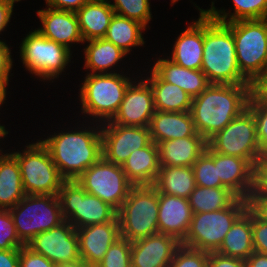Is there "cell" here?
<instances>
[{
    "label": "cell",
    "instance_id": "6da1fadb",
    "mask_svg": "<svg viewBox=\"0 0 267 267\" xmlns=\"http://www.w3.org/2000/svg\"><path fill=\"white\" fill-rule=\"evenodd\" d=\"M83 121V124L77 121L76 127L66 131H54L47 138H39L65 180H76L102 157L101 123Z\"/></svg>",
    "mask_w": 267,
    "mask_h": 267
},
{
    "label": "cell",
    "instance_id": "7a4b0ae2",
    "mask_svg": "<svg viewBox=\"0 0 267 267\" xmlns=\"http://www.w3.org/2000/svg\"><path fill=\"white\" fill-rule=\"evenodd\" d=\"M250 84H210L192 99L195 130L206 141L248 108Z\"/></svg>",
    "mask_w": 267,
    "mask_h": 267
},
{
    "label": "cell",
    "instance_id": "3957f363",
    "mask_svg": "<svg viewBox=\"0 0 267 267\" xmlns=\"http://www.w3.org/2000/svg\"><path fill=\"white\" fill-rule=\"evenodd\" d=\"M232 22L213 20L204 11V45L201 71L211 84H250L241 74Z\"/></svg>",
    "mask_w": 267,
    "mask_h": 267
},
{
    "label": "cell",
    "instance_id": "277c9868",
    "mask_svg": "<svg viewBox=\"0 0 267 267\" xmlns=\"http://www.w3.org/2000/svg\"><path fill=\"white\" fill-rule=\"evenodd\" d=\"M129 72L128 70L126 73L114 74L86 73L78 89L80 111L85 116L82 118L98 123L110 121L117 113L127 87L139 76L130 77L134 74L130 75Z\"/></svg>",
    "mask_w": 267,
    "mask_h": 267
},
{
    "label": "cell",
    "instance_id": "5b68a950",
    "mask_svg": "<svg viewBox=\"0 0 267 267\" xmlns=\"http://www.w3.org/2000/svg\"><path fill=\"white\" fill-rule=\"evenodd\" d=\"M19 48V58L25 70L37 80L47 83H53L61 75H65L63 73L73 59L71 50L47 39L36 29L26 34Z\"/></svg>",
    "mask_w": 267,
    "mask_h": 267
},
{
    "label": "cell",
    "instance_id": "8992f818",
    "mask_svg": "<svg viewBox=\"0 0 267 267\" xmlns=\"http://www.w3.org/2000/svg\"><path fill=\"white\" fill-rule=\"evenodd\" d=\"M159 193L152 185L133 186L117 211L120 237L129 242L159 233Z\"/></svg>",
    "mask_w": 267,
    "mask_h": 267
},
{
    "label": "cell",
    "instance_id": "52a82bcc",
    "mask_svg": "<svg viewBox=\"0 0 267 267\" xmlns=\"http://www.w3.org/2000/svg\"><path fill=\"white\" fill-rule=\"evenodd\" d=\"M22 150L10 152L20 167L23 190L27 195H57L65 179L59 174L48 149L39 139Z\"/></svg>",
    "mask_w": 267,
    "mask_h": 267
},
{
    "label": "cell",
    "instance_id": "ba28073f",
    "mask_svg": "<svg viewBox=\"0 0 267 267\" xmlns=\"http://www.w3.org/2000/svg\"><path fill=\"white\" fill-rule=\"evenodd\" d=\"M248 209L247 200L238 198L230 207L193 213L182 245L201 251H217L234 222Z\"/></svg>",
    "mask_w": 267,
    "mask_h": 267
},
{
    "label": "cell",
    "instance_id": "9c48e42d",
    "mask_svg": "<svg viewBox=\"0 0 267 267\" xmlns=\"http://www.w3.org/2000/svg\"><path fill=\"white\" fill-rule=\"evenodd\" d=\"M19 239L26 245L36 235L61 224L64 219L57 195H25L9 209Z\"/></svg>",
    "mask_w": 267,
    "mask_h": 267
},
{
    "label": "cell",
    "instance_id": "30bf717a",
    "mask_svg": "<svg viewBox=\"0 0 267 267\" xmlns=\"http://www.w3.org/2000/svg\"><path fill=\"white\" fill-rule=\"evenodd\" d=\"M57 196L63 219L75 229L118 220L114 207L87 193L76 180H65Z\"/></svg>",
    "mask_w": 267,
    "mask_h": 267
},
{
    "label": "cell",
    "instance_id": "8fae6325",
    "mask_svg": "<svg viewBox=\"0 0 267 267\" xmlns=\"http://www.w3.org/2000/svg\"><path fill=\"white\" fill-rule=\"evenodd\" d=\"M241 74L251 82L267 69V18L232 22Z\"/></svg>",
    "mask_w": 267,
    "mask_h": 267
},
{
    "label": "cell",
    "instance_id": "7c38bea8",
    "mask_svg": "<svg viewBox=\"0 0 267 267\" xmlns=\"http://www.w3.org/2000/svg\"><path fill=\"white\" fill-rule=\"evenodd\" d=\"M207 145L219 154L249 160L255 167L261 159L256 122L247 108L208 141Z\"/></svg>",
    "mask_w": 267,
    "mask_h": 267
},
{
    "label": "cell",
    "instance_id": "4fadbf2b",
    "mask_svg": "<svg viewBox=\"0 0 267 267\" xmlns=\"http://www.w3.org/2000/svg\"><path fill=\"white\" fill-rule=\"evenodd\" d=\"M76 181L89 194L99 197L117 211L134 186L126 177L122 166L101 157L86 169Z\"/></svg>",
    "mask_w": 267,
    "mask_h": 267
},
{
    "label": "cell",
    "instance_id": "5bb4252c",
    "mask_svg": "<svg viewBox=\"0 0 267 267\" xmlns=\"http://www.w3.org/2000/svg\"><path fill=\"white\" fill-rule=\"evenodd\" d=\"M102 157L122 166L129 155L151 142L149 127L101 124Z\"/></svg>",
    "mask_w": 267,
    "mask_h": 267
},
{
    "label": "cell",
    "instance_id": "9a60e30c",
    "mask_svg": "<svg viewBox=\"0 0 267 267\" xmlns=\"http://www.w3.org/2000/svg\"><path fill=\"white\" fill-rule=\"evenodd\" d=\"M26 246L56 265L80 259L76 229L66 220L36 235Z\"/></svg>",
    "mask_w": 267,
    "mask_h": 267
},
{
    "label": "cell",
    "instance_id": "2e32d148",
    "mask_svg": "<svg viewBox=\"0 0 267 267\" xmlns=\"http://www.w3.org/2000/svg\"><path fill=\"white\" fill-rule=\"evenodd\" d=\"M154 112L153 90L142 76H138L127 87L124 99L114 117L101 124L149 127Z\"/></svg>",
    "mask_w": 267,
    "mask_h": 267
},
{
    "label": "cell",
    "instance_id": "e0dca14e",
    "mask_svg": "<svg viewBox=\"0 0 267 267\" xmlns=\"http://www.w3.org/2000/svg\"><path fill=\"white\" fill-rule=\"evenodd\" d=\"M205 152L214 160L222 185L247 200L255 189L256 167L247 159L214 152L208 145Z\"/></svg>",
    "mask_w": 267,
    "mask_h": 267
},
{
    "label": "cell",
    "instance_id": "ac0fdd59",
    "mask_svg": "<svg viewBox=\"0 0 267 267\" xmlns=\"http://www.w3.org/2000/svg\"><path fill=\"white\" fill-rule=\"evenodd\" d=\"M36 14L41 25L35 29L47 39L66 46L72 52V47L84 43L75 12L56 10L46 6L39 9Z\"/></svg>",
    "mask_w": 267,
    "mask_h": 267
},
{
    "label": "cell",
    "instance_id": "d6986e66",
    "mask_svg": "<svg viewBox=\"0 0 267 267\" xmlns=\"http://www.w3.org/2000/svg\"><path fill=\"white\" fill-rule=\"evenodd\" d=\"M76 232L80 258L87 265L95 267L109 247L120 238L119 220L80 227Z\"/></svg>",
    "mask_w": 267,
    "mask_h": 267
},
{
    "label": "cell",
    "instance_id": "ffe728a7",
    "mask_svg": "<svg viewBox=\"0 0 267 267\" xmlns=\"http://www.w3.org/2000/svg\"><path fill=\"white\" fill-rule=\"evenodd\" d=\"M180 245L175 237L163 233L131 242V267H168Z\"/></svg>",
    "mask_w": 267,
    "mask_h": 267
},
{
    "label": "cell",
    "instance_id": "44dd1931",
    "mask_svg": "<svg viewBox=\"0 0 267 267\" xmlns=\"http://www.w3.org/2000/svg\"><path fill=\"white\" fill-rule=\"evenodd\" d=\"M178 35L167 56L174 63L193 70H201L204 45V11Z\"/></svg>",
    "mask_w": 267,
    "mask_h": 267
},
{
    "label": "cell",
    "instance_id": "7402d4cb",
    "mask_svg": "<svg viewBox=\"0 0 267 267\" xmlns=\"http://www.w3.org/2000/svg\"><path fill=\"white\" fill-rule=\"evenodd\" d=\"M192 210L187 198L159 193V233L182 242L189 230Z\"/></svg>",
    "mask_w": 267,
    "mask_h": 267
},
{
    "label": "cell",
    "instance_id": "603a6c76",
    "mask_svg": "<svg viewBox=\"0 0 267 267\" xmlns=\"http://www.w3.org/2000/svg\"><path fill=\"white\" fill-rule=\"evenodd\" d=\"M162 56L156 57L153 66L151 67L150 64L148 67L163 81L180 87L192 99L200 95L211 84L201 70L184 68L170 60L166 54Z\"/></svg>",
    "mask_w": 267,
    "mask_h": 267
},
{
    "label": "cell",
    "instance_id": "cb8c5ba5",
    "mask_svg": "<svg viewBox=\"0 0 267 267\" xmlns=\"http://www.w3.org/2000/svg\"><path fill=\"white\" fill-rule=\"evenodd\" d=\"M87 43V44H86ZM84 68L89 74H114L124 72L120 69V63L128 58V55L112 42L105 38L92 39L83 43ZM119 64V65H118ZM114 68V69H113ZM116 69V70H115Z\"/></svg>",
    "mask_w": 267,
    "mask_h": 267
},
{
    "label": "cell",
    "instance_id": "d4e9b609",
    "mask_svg": "<svg viewBox=\"0 0 267 267\" xmlns=\"http://www.w3.org/2000/svg\"><path fill=\"white\" fill-rule=\"evenodd\" d=\"M157 146L160 166L191 167L205 151L207 141L196 133L194 136L159 142Z\"/></svg>",
    "mask_w": 267,
    "mask_h": 267
},
{
    "label": "cell",
    "instance_id": "484cf974",
    "mask_svg": "<svg viewBox=\"0 0 267 267\" xmlns=\"http://www.w3.org/2000/svg\"><path fill=\"white\" fill-rule=\"evenodd\" d=\"M151 139L158 144L167 140H174L194 136L193 117L188 112H168L155 110L149 124Z\"/></svg>",
    "mask_w": 267,
    "mask_h": 267
},
{
    "label": "cell",
    "instance_id": "4316f807",
    "mask_svg": "<svg viewBox=\"0 0 267 267\" xmlns=\"http://www.w3.org/2000/svg\"><path fill=\"white\" fill-rule=\"evenodd\" d=\"M127 179L134 185H153L160 169L159 150L155 142L133 151L122 165Z\"/></svg>",
    "mask_w": 267,
    "mask_h": 267
},
{
    "label": "cell",
    "instance_id": "83f0119b",
    "mask_svg": "<svg viewBox=\"0 0 267 267\" xmlns=\"http://www.w3.org/2000/svg\"><path fill=\"white\" fill-rule=\"evenodd\" d=\"M148 69L143 70L145 74H142L141 71L139 74L149 83L153 90L155 110L168 112L191 111L192 98L184 90L177 85L163 81L151 68L149 72H146Z\"/></svg>",
    "mask_w": 267,
    "mask_h": 267
},
{
    "label": "cell",
    "instance_id": "f1b7e54d",
    "mask_svg": "<svg viewBox=\"0 0 267 267\" xmlns=\"http://www.w3.org/2000/svg\"><path fill=\"white\" fill-rule=\"evenodd\" d=\"M75 13L84 42L104 38L115 14L108 0H89Z\"/></svg>",
    "mask_w": 267,
    "mask_h": 267
},
{
    "label": "cell",
    "instance_id": "f546056e",
    "mask_svg": "<svg viewBox=\"0 0 267 267\" xmlns=\"http://www.w3.org/2000/svg\"><path fill=\"white\" fill-rule=\"evenodd\" d=\"M217 252L244 261L254 252L252 212L249 209L234 222Z\"/></svg>",
    "mask_w": 267,
    "mask_h": 267
},
{
    "label": "cell",
    "instance_id": "4dcf8cb0",
    "mask_svg": "<svg viewBox=\"0 0 267 267\" xmlns=\"http://www.w3.org/2000/svg\"><path fill=\"white\" fill-rule=\"evenodd\" d=\"M9 150L0 156V209L8 210L26 195L19 164Z\"/></svg>",
    "mask_w": 267,
    "mask_h": 267
},
{
    "label": "cell",
    "instance_id": "1f68e13d",
    "mask_svg": "<svg viewBox=\"0 0 267 267\" xmlns=\"http://www.w3.org/2000/svg\"><path fill=\"white\" fill-rule=\"evenodd\" d=\"M152 186L158 193L188 199L196 187L193 168L192 166H160Z\"/></svg>",
    "mask_w": 267,
    "mask_h": 267
},
{
    "label": "cell",
    "instance_id": "d6a6232c",
    "mask_svg": "<svg viewBox=\"0 0 267 267\" xmlns=\"http://www.w3.org/2000/svg\"><path fill=\"white\" fill-rule=\"evenodd\" d=\"M145 30L147 28L140 22L114 14L104 38L130 55L134 47H145Z\"/></svg>",
    "mask_w": 267,
    "mask_h": 267
},
{
    "label": "cell",
    "instance_id": "836d02e7",
    "mask_svg": "<svg viewBox=\"0 0 267 267\" xmlns=\"http://www.w3.org/2000/svg\"><path fill=\"white\" fill-rule=\"evenodd\" d=\"M233 10L218 9L215 7V0L211 1V7L203 9L197 6V11H205L213 20L222 23H230L240 20L263 19L267 18V0H231Z\"/></svg>",
    "mask_w": 267,
    "mask_h": 267
},
{
    "label": "cell",
    "instance_id": "e575fe53",
    "mask_svg": "<svg viewBox=\"0 0 267 267\" xmlns=\"http://www.w3.org/2000/svg\"><path fill=\"white\" fill-rule=\"evenodd\" d=\"M238 198L225 187L206 188L196 185L188 200L192 213H202L230 207Z\"/></svg>",
    "mask_w": 267,
    "mask_h": 267
},
{
    "label": "cell",
    "instance_id": "d590c367",
    "mask_svg": "<svg viewBox=\"0 0 267 267\" xmlns=\"http://www.w3.org/2000/svg\"><path fill=\"white\" fill-rule=\"evenodd\" d=\"M109 4L118 14L128 19L140 22L148 30L150 29L149 23L152 20L151 0H108ZM113 3H112V2ZM149 27V28H148Z\"/></svg>",
    "mask_w": 267,
    "mask_h": 267
},
{
    "label": "cell",
    "instance_id": "8d00e7d4",
    "mask_svg": "<svg viewBox=\"0 0 267 267\" xmlns=\"http://www.w3.org/2000/svg\"><path fill=\"white\" fill-rule=\"evenodd\" d=\"M196 185L206 188L224 187L214 160L204 151L192 165Z\"/></svg>",
    "mask_w": 267,
    "mask_h": 267
},
{
    "label": "cell",
    "instance_id": "74e56055",
    "mask_svg": "<svg viewBox=\"0 0 267 267\" xmlns=\"http://www.w3.org/2000/svg\"><path fill=\"white\" fill-rule=\"evenodd\" d=\"M95 267H131V242L118 238Z\"/></svg>",
    "mask_w": 267,
    "mask_h": 267
},
{
    "label": "cell",
    "instance_id": "f35d334b",
    "mask_svg": "<svg viewBox=\"0 0 267 267\" xmlns=\"http://www.w3.org/2000/svg\"><path fill=\"white\" fill-rule=\"evenodd\" d=\"M25 244L19 239L8 209H0V250L20 249Z\"/></svg>",
    "mask_w": 267,
    "mask_h": 267
},
{
    "label": "cell",
    "instance_id": "ab89813d",
    "mask_svg": "<svg viewBox=\"0 0 267 267\" xmlns=\"http://www.w3.org/2000/svg\"><path fill=\"white\" fill-rule=\"evenodd\" d=\"M168 267H208V252L181 244Z\"/></svg>",
    "mask_w": 267,
    "mask_h": 267
},
{
    "label": "cell",
    "instance_id": "60d3db41",
    "mask_svg": "<svg viewBox=\"0 0 267 267\" xmlns=\"http://www.w3.org/2000/svg\"><path fill=\"white\" fill-rule=\"evenodd\" d=\"M248 108L252 111L256 122L257 139L261 158L267 157V106L254 103L251 99Z\"/></svg>",
    "mask_w": 267,
    "mask_h": 267
},
{
    "label": "cell",
    "instance_id": "b9f144b4",
    "mask_svg": "<svg viewBox=\"0 0 267 267\" xmlns=\"http://www.w3.org/2000/svg\"><path fill=\"white\" fill-rule=\"evenodd\" d=\"M19 267H57V265L24 245L19 249Z\"/></svg>",
    "mask_w": 267,
    "mask_h": 267
},
{
    "label": "cell",
    "instance_id": "7bdbcfd3",
    "mask_svg": "<svg viewBox=\"0 0 267 267\" xmlns=\"http://www.w3.org/2000/svg\"><path fill=\"white\" fill-rule=\"evenodd\" d=\"M252 238L254 251L267 254V223L259 220L253 213Z\"/></svg>",
    "mask_w": 267,
    "mask_h": 267
},
{
    "label": "cell",
    "instance_id": "ee69618b",
    "mask_svg": "<svg viewBox=\"0 0 267 267\" xmlns=\"http://www.w3.org/2000/svg\"><path fill=\"white\" fill-rule=\"evenodd\" d=\"M250 99L267 106V69L250 82Z\"/></svg>",
    "mask_w": 267,
    "mask_h": 267
},
{
    "label": "cell",
    "instance_id": "f6af8a7d",
    "mask_svg": "<svg viewBox=\"0 0 267 267\" xmlns=\"http://www.w3.org/2000/svg\"><path fill=\"white\" fill-rule=\"evenodd\" d=\"M11 46H9L3 39H0V79H3L8 85L10 77L12 76V67L14 59L11 55Z\"/></svg>",
    "mask_w": 267,
    "mask_h": 267
},
{
    "label": "cell",
    "instance_id": "bcb514c9",
    "mask_svg": "<svg viewBox=\"0 0 267 267\" xmlns=\"http://www.w3.org/2000/svg\"><path fill=\"white\" fill-rule=\"evenodd\" d=\"M247 205L259 220L267 223V197L254 189L247 198Z\"/></svg>",
    "mask_w": 267,
    "mask_h": 267
},
{
    "label": "cell",
    "instance_id": "7dc6e473",
    "mask_svg": "<svg viewBox=\"0 0 267 267\" xmlns=\"http://www.w3.org/2000/svg\"><path fill=\"white\" fill-rule=\"evenodd\" d=\"M208 267H246L244 260L218 253L208 252Z\"/></svg>",
    "mask_w": 267,
    "mask_h": 267
},
{
    "label": "cell",
    "instance_id": "c3c4849f",
    "mask_svg": "<svg viewBox=\"0 0 267 267\" xmlns=\"http://www.w3.org/2000/svg\"><path fill=\"white\" fill-rule=\"evenodd\" d=\"M255 189L267 197V157L261 158L256 166Z\"/></svg>",
    "mask_w": 267,
    "mask_h": 267
},
{
    "label": "cell",
    "instance_id": "681fc988",
    "mask_svg": "<svg viewBox=\"0 0 267 267\" xmlns=\"http://www.w3.org/2000/svg\"><path fill=\"white\" fill-rule=\"evenodd\" d=\"M89 0H45L47 7L56 10L76 12Z\"/></svg>",
    "mask_w": 267,
    "mask_h": 267
},
{
    "label": "cell",
    "instance_id": "f907efd6",
    "mask_svg": "<svg viewBox=\"0 0 267 267\" xmlns=\"http://www.w3.org/2000/svg\"><path fill=\"white\" fill-rule=\"evenodd\" d=\"M13 9L14 5L8 0H0V34L9 26L11 17L14 15Z\"/></svg>",
    "mask_w": 267,
    "mask_h": 267
},
{
    "label": "cell",
    "instance_id": "816d5d0a",
    "mask_svg": "<svg viewBox=\"0 0 267 267\" xmlns=\"http://www.w3.org/2000/svg\"><path fill=\"white\" fill-rule=\"evenodd\" d=\"M0 267H19V249L0 250Z\"/></svg>",
    "mask_w": 267,
    "mask_h": 267
},
{
    "label": "cell",
    "instance_id": "f5cc1de1",
    "mask_svg": "<svg viewBox=\"0 0 267 267\" xmlns=\"http://www.w3.org/2000/svg\"><path fill=\"white\" fill-rule=\"evenodd\" d=\"M245 263L246 267H267V254L254 251Z\"/></svg>",
    "mask_w": 267,
    "mask_h": 267
},
{
    "label": "cell",
    "instance_id": "db71d44e",
    "mask_svg": "<svg viewBox=\"0 0 267 267\" xmlns=\"http://www.w3.org/2000/svg\"><path fill=\"white\" fill-rule=\"evenodd\" d=\"M7 87H9V85L3 79H0V109L1 107H3L4 104H6L7 95L10 93L7 92Z\"/></svg>",
    "mask_w": 267,
    "mask_h": 267
},
{
    "label": "cell",
    "instance_id": "11a10c76",
    "mask_svg": "<svg viewBox=\"0 0 267 267\" xmlns=\"http://www.w3.org/2000/svg\"><path fill=\"white\" fill-rule=\"evenodd\" d=\"M57 267H91L87 265L81 258L79 260L70 262V263H62L57 264Z\"/></svg>",
    "mask_w": 267,
    "mask_h": 267
},
{
    "label": "cell",
    "instance_id": "9f6ffc18",
    "mask_svg": "<svg viewBox=\"0 0 267 267\" xmlns=\"http://www.w3.org/2000/svg\"><path fill=\"white\" fill-rule=\"evenodd\" d=\"M8 130H9V129H7V128L5 127V125H2V124L0 123V143H3V142H1V141H3L4 138H6V136L9 134L10 131H8ZM1 139H2V140H1ZM1 145H2V144H0V156H2L6 151H8V149L4 150L3 147L1 148Z\"/></svg>",
    "mask_w": 267,
    "mask_h": 267
},
{
    "label": "cell",
    "instance_id": "6f0895ef",
    "mask_svg": "<svg viewBox=\"0 0 267 267\" xmlns=\"http://www.w3.org/2000/svg\"><path fill=\"white\" fill-rule=\"evenodd\" d=\"M8 1L14 5L15 3H18V2H20L21 0H8Z\"/></svg>",
    "mask_w": 267,
    "mask_h": 267
},
{
    "label": "cell",
    "instance_id": "680465c9",
    "mask_svg": "<svg viewBox=\"0 0 267 267\" xmlns=\"http://www.w3.org/2000/svg\"><path fill=\"white\" fill-rule=\"evenodd\" d=\"M179 0H171V6H173L176 2H178Z\"/></svg>",
    "mask_w": 267,
    "mask_h": 267
}]
</instances>
